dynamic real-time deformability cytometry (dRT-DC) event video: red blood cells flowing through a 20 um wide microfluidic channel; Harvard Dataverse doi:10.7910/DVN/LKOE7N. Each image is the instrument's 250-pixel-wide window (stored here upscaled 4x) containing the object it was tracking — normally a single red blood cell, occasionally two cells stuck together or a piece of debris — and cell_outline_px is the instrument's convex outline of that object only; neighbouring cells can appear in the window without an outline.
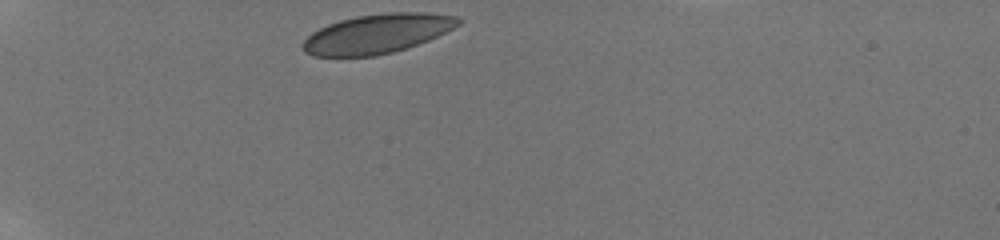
{"species": "human", "species_latin": "Homo sapiens", "temperature_condition": "room temperature", "stored_images_in_passage": 22, "camera_frame_rate_fps": 3000, "um_per_image_px": 0.085, "donor": {"sex": "male"}, "frame": {"image": 1, "passage_image": 1, "time_ms": 0.0, "image_size_px": [1000, 240], "cell_outline_px": [[464, 20], [460, 24], [428, 40], [392, 52], [376, 56], [312, 56], [304, 52], [300, 48], [300, 44], [312, 32], [328, 24], [340, 20], [356, 16], [388, 12], [428, 12], [456, 16]], "centroid_in_image_um": [32.03, 2.86], "position_along_channel_um": 53.0, "area_um2": 35.6}}
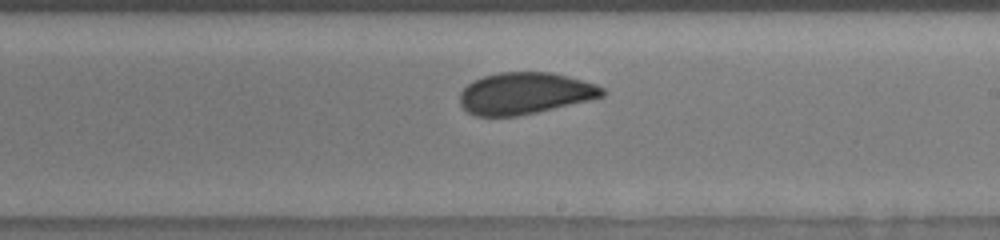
{"frame": {"image": 2, "passage_image": 15, "time_ms": 6.0, "image_size_px": [1000, 240], "cell_outline_px": [[608, 92], [604, 96], [592, 100], [536, 112], [516, 116], [476, 116], [468, 112], [460, 104], [460, 92], [472, 80], [484, 76], [500, 72], [552, 72], [568, 76], [596, 84], [604, 88]], "centroid_in_image_um": [44.65, 7.93], "position_along_channel_um": 244.4, "area_um2": 34.8}}
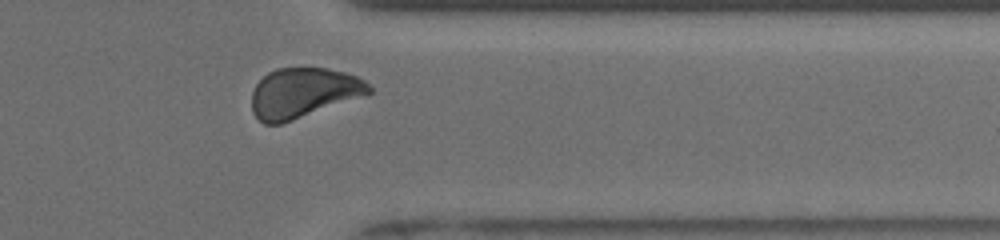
{"frame": {"image": 3, "passage_image": 20, "time_ms": 9.667, "image_size_px": [1000, 240], "cell_outline_px": [[372, 92], [292, 120], [280, 124], [264, 124], [252, 112], [252, 92], [256, 84], [268, 72], [276, 68], [324, 68], [344, 72], [356, 76], [364, 80], [372, 88]], "centroid_in_image_um": [25.74, 7.88], "position_along_channel_um": 385.7, "area_um2": 33.58}, "authors_computed_cell_mechanics": {"area_um2": 35.1424, "velocity_mm_per_s": 3.8615, "shape_relaxation_time_tau1_ms": 6.1812, "shape_relaxation_time_tau2_ms": null, "deformation_change_tau1": 0.1063, "deformation_change_tau2": null}}